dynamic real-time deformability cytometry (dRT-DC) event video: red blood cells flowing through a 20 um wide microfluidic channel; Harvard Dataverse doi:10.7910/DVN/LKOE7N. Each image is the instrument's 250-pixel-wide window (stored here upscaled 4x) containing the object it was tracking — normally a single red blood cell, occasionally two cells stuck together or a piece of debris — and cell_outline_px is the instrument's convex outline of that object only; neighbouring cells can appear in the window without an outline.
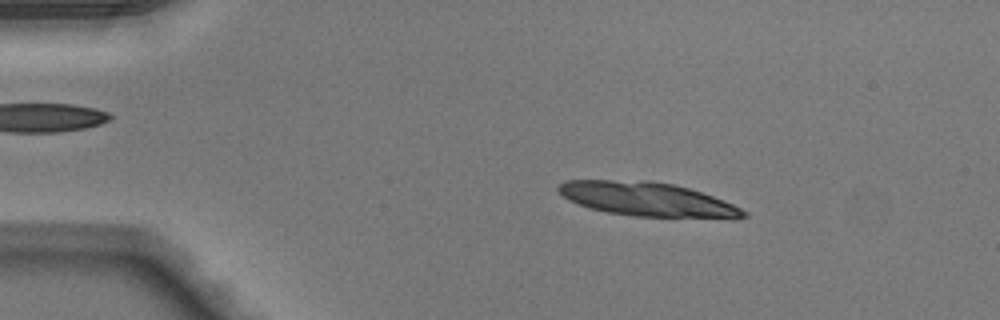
{"species": "Egyptian fruit bat (a non-hibernating species)", "species_latin": "Rousettus aegyptiacus", "temperature_condition": "warm", "stored_images_in_passage": 31, "segment_of_instrument_passage": [1, 2], "camera_frame_rate_fps": 3000, "um_per_image_px": 0.085, "animal": {"sex": "male"}, "frame": {"image": 1, "passage_image": 8, "time_ms": 2.333, "image_size_px": [1000, 320], "cell_outline_px": [[748, 216], [632, 216], [608, 212], [588, 208], [568, 200], [556, 188], [560, 184], [568, 180], [648, 180], [672, 184], [688, 188], [724, 200], [748, 212]], "centroid_in_image_um": [54.89, 16.9], "position_along_channel_um": 30.1, "area_um2": 35.6}}